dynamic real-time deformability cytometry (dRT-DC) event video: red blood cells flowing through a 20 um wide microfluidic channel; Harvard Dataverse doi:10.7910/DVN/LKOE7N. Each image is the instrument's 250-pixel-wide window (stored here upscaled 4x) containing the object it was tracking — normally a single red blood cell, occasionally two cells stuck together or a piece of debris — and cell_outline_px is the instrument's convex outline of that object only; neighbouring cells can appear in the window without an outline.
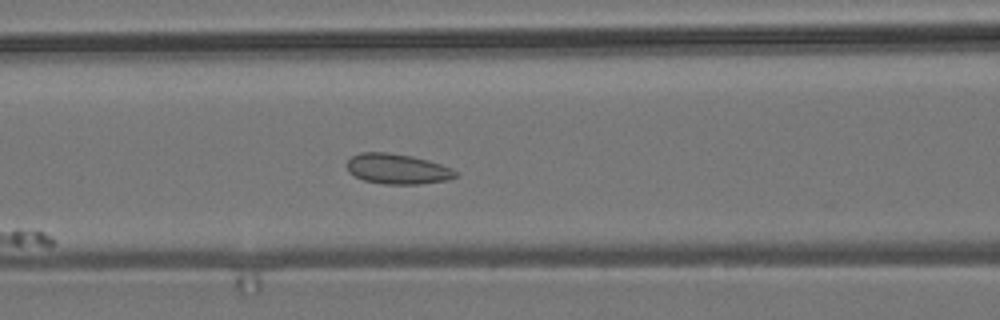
{"species": "common noctule bat (a hibernating species)", "species_latin": "Nyctalus noctula", "temperature_condition": "room temperature", "stored_images_in_passage": 7, "camera_frame_rate_fps": 3000, "um_per_image_px": 0.085, "animal": {"sex": "male", "body_mass_g": 19.2, "forearm_length_mm": 51.8}, "frame": {"image": 1, "passage_image": 7, "time_ms": 7.0, "image_size_px": [1000, 320], "cell_outline_px": [[460, 176], [448, 180], [420, 184], [384, 184], [364, 180], [348, 172], [344, 164], [352, 156], [360, 152], [388, 152], [412, 156], [428, 160], [452, 168]], "centroid_in_image_um": [33.77, 14.35], "position_along_channel_um": 132.8, "area_um2": 19.36}}